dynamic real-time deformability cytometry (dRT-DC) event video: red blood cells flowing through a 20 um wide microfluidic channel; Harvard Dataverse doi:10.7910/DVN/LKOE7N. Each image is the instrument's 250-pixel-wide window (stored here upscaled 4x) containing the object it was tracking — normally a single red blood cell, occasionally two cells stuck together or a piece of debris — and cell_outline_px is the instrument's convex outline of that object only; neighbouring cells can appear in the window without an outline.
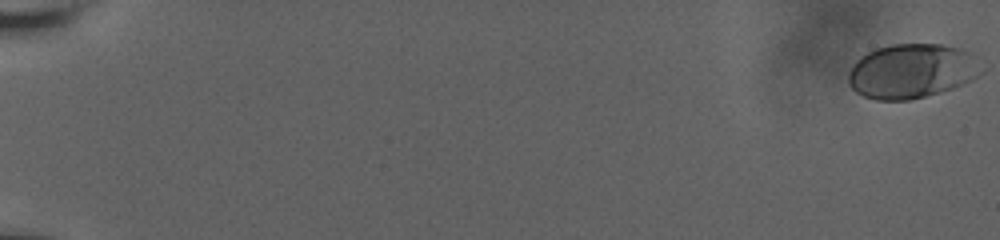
{"species": "human", "species_latin": "Homo sapiens", "temperature_condition": "room temperature", "stored_images_in_passage": 61, "camera_frame_rate_fps": 3000, "um_per_image_px": 0.085, "donor": {"sex": "male"}, "frame": {"image": 1, "passage_image": 1, "time_ms": 0.0, "image_size_px": [1000, 240], "cell_outline_px": [[980, 72], [972, 80], [952, 88], [940, 92], [908, 100], [876, 100], [864, 96], [856, 92], [848, 84], [848, 72], [852, 64], [860, 56], [876, 48], [892, 44], [944, 44], [960, 48], [968, 52]], "centroid_in_image_um": [77.4, 6.04], "position_along_channel_um": 7.6, "area_um2": 41.79}}
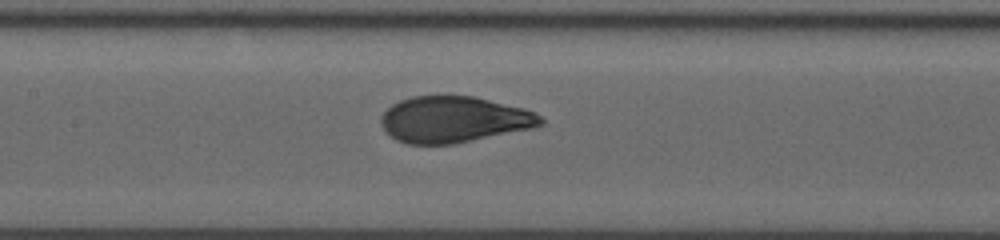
{"frame": {"image": 2, "passage_image": 33, "time_ms": 10.667, "image_size_px": [1000, 240], "cell_outline_px": [[544, 124], [532, 128], [452, 144], [408, 144], [396, 140], [384, 132], [380, 124], [380, 116], [392, 104], [400, 100], [412, 96], [476, 96], [524, 108], [536, 112], [544, 120]], "centroid_in_image_um": [38.55, 10.15], "position_along_channel_um": 168.8, "area_um2": 43.18}}
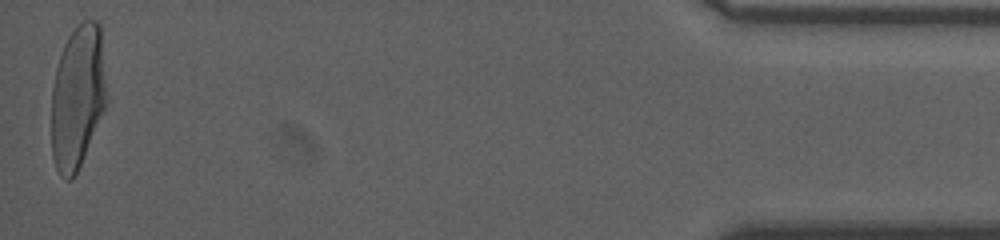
{"frame": {"image": 3, "passage_image": 61, "time_ms": 20.0, "image_size_px": [1000, 240], "cell_outline_px": [[108, 100], [80, 164], [72, 180], [64, 180], [60, 176], [56, 168], [52, 156], [52, 88], [56, 68], [64, 44], [68, 36], [84, 20], [96, 20], [100, 24], [108, 96]], "centroid_in_image_um": [6.61, 8.22], "position_along_channel_um": 428.6, "area_um2": 46.12}, "authors_computed_cell_mechanics": {"area_um2": 43.1766, "velocity_mm_per_s": 3.6399, "shape_relaxation_time_tau1_ms": 5.1194, "shape_relaxation_time_tau2_ms": null, "deformation_change_tau1": 0.2137, "deformation_change_tau2": null}}